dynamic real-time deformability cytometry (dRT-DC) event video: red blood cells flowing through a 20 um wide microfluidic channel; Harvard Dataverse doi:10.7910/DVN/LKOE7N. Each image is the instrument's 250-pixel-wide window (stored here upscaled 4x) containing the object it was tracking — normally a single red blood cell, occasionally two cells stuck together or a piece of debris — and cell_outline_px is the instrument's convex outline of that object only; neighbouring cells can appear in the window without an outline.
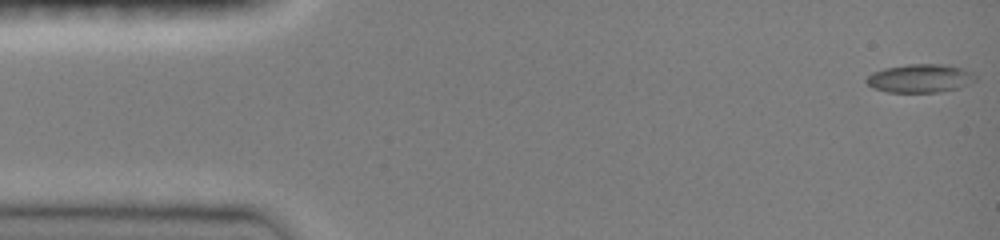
{"species": "common noctule bat (a hibernating species)", "species_latin": "Nyctalus noctula", "temperature_condition": "room temperature", "stored_images_in_passage": 49, "camera_frame_rate_fps": 3000, "um_per_image_px": 0.085, "animal": {"sex": "female", "body_mass_g": 19.0, "forearm_length_mm": 51.5}, "frame": {"image": 1, "passage_image": 1, "time_ms": 0.0, "image_size_px": [1000, 240], "cell_outline_px": [[976, 80], [956, 88], [940, 92], [888, 92], [872, 88], [864, 80], [872, 72], [884, 68], [908, 64], [948, 64], [972, 72], [976, 76]], "centroid_in_image_um": [78.17, 6.65], "position_along_channel_um": 6.8, "area_um2": 18.03}}
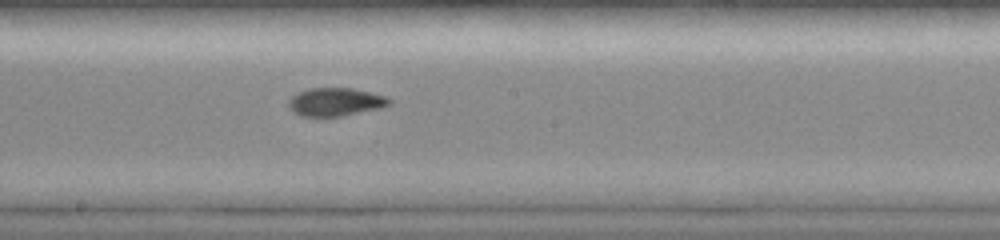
{"frame": {"image": 2, "passage_image": 24, "time_ms": 8.333, "image_size_px": [1000, 240], "cell_outline_px": [[392, 104], [380, 108], [340, 116], [300, 116], [292, 112], [288, 108], [288, 100], [292, 96], [308, 88], [352, 88], [372, 92], [388, 96], [392, 100]], "centroid_in_image_um": [28.53, 8.66], "position_along_channel_um": 219.7, "area_um2": 16.7}}
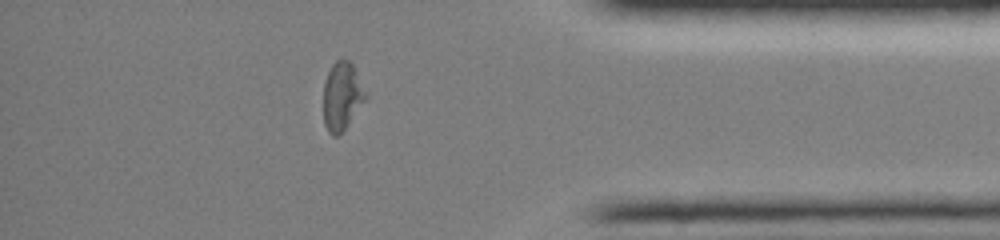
{"frame": {"image": 3, "passage_image": 45, "time_ms": 13.333, "image_size_px": [1000, 240], "cell_outline_px": [[368, 96], [344, 128], [336, 136], [332, 136], [328, 132], [324, 124], [324, 84], [328, 72], [332, 64], [336, 60], [348, 60], [352, 64], [368, 92]], "centroid_in_image_um": [29.08, 8.15], "position_along_channel_um": 406.1, "area_um2": 16.53}}